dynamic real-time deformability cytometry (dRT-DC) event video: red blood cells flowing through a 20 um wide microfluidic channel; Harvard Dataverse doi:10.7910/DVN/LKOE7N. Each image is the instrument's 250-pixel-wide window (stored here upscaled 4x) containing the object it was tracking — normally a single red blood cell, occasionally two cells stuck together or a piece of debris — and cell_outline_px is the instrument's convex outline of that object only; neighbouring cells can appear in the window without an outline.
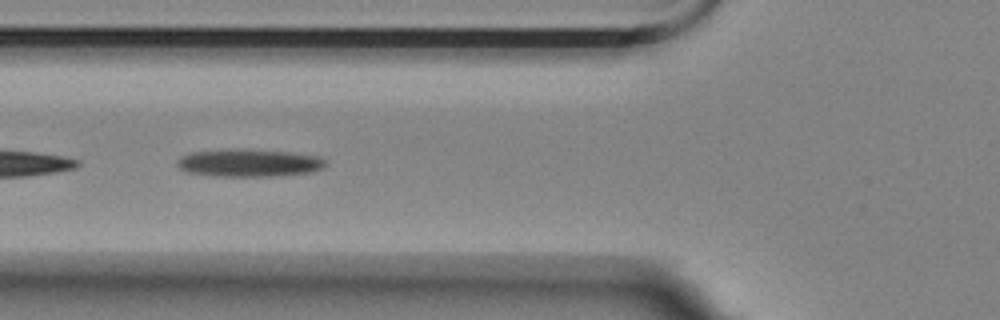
{"species": "Egyptian fruit bat (a non-hibernating species)", "species_latin": "Rousettus aegyptiacus", "temperature_condition": "room temperature", "stored_images_in_passage": 19, "camera_frame_rate_fps": 3000, "um_per_image_px": 0.085, "animal": {"sex": "female"}, "frame": {"image": 1, "passage_image": 6, "time_ms": 1.667, "image_size_px": [1000, 320], "cell_outline_px": [[324, 168], [308, 172], [272, 176], [220, 176], [188, 172], [180, 168], [176, 164], [176, 160], [180, 156], [192, 152], [228, 148], [244, 148], [288, 152], [316, 156], [324, 160]], "centroid_in_image_um": [21.09, 13.82], "position_along_channel_um": 104.7, "area_um2": 23.87}}